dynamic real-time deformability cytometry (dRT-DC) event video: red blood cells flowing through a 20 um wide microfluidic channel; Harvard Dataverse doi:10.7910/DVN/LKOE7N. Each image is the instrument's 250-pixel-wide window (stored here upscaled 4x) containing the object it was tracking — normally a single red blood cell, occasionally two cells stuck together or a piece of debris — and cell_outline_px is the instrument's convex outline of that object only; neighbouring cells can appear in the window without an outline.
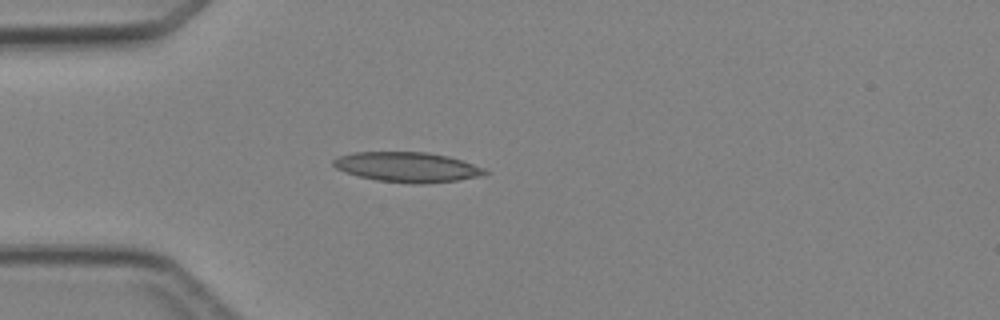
{"species": "Egyptian fruit bat (a non-hibernating species)", "species_latin": "Rousettus aegyptiacus", "temperature_condition": "cold", "stored_images_in_passage": 5, "camera_frame_rate_fps": 3000, "um_per_image_px": 0.085, "animal": {"sex": "female"}, "frame": {"image": 1, "passage_image": 5, "time_ms": 4.333, "image_size_px": [1000, 320], "cell_outline_px": [[488, 172], [480, 176], [456, 180], [424, 184], [412, 184], [376, 180], [344, 172], [336, 168], [332, 164], [332, 160], [340, 156], [352, 152], [428, 152], [448, 156], [484, 168]], "centroid_in_image_um": [34.59, 14.2], "position_along_channel_um": 50.4, "area_um2": 26.36}}